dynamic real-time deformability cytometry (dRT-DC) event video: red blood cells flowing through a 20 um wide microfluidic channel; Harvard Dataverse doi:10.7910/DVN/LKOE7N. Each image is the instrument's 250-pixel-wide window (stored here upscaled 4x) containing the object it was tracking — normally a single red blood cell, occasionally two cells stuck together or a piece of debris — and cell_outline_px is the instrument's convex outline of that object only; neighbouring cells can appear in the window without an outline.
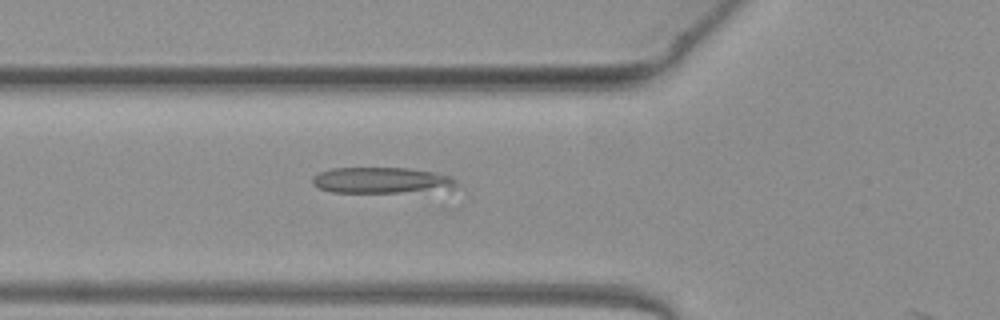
{"species": "common noctule bat (a hibernating species)", "species_latin": "Nyctalus noctula", "temperature_condition": "warm", "stored_images_in_passage": 11, "camera_frame_rate_fps": 3000, "um_per_image_px": 0.085, "animal": {"sex": "female", "body_mass_g": 19.3, "forearm_length_mm": 54.1}, "frame": {"image": 1, "passage_image": 9, "time_ms": 2.667, "image_size_px": [1000, 320], "cell_outline_px": [[456, 184], [452, 188], [400, 192], [332, 192], [320, 188], [312, 184], [312, 176], [320, 172], [332, 168], [408, 168], [432, 172], [452, 176], [456, 180]], "centroid_in_image_um": [32.37, 15.32], "position_along_channel_um": 93.4, "area_um2": 21.5}}